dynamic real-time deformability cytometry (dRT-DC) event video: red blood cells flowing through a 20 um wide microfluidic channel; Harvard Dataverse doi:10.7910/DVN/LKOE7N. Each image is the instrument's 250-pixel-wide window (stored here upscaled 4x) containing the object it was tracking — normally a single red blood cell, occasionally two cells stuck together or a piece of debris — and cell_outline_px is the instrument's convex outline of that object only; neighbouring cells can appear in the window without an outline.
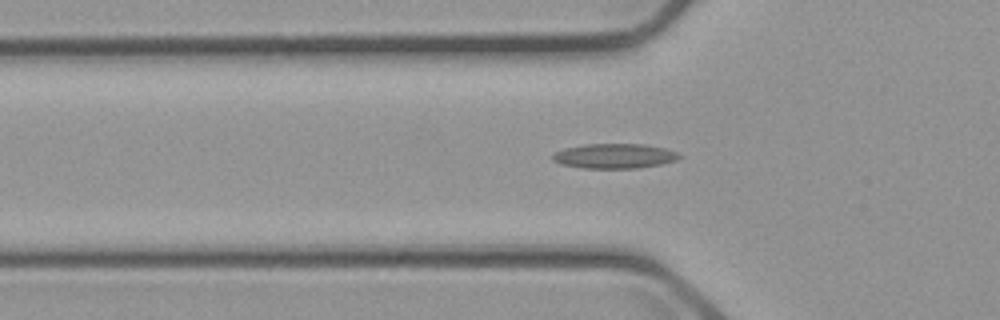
{"species": "common noctule bat (a hibernating species)", "species_latin": "Nyctalus noctula", "temperature_condition": "cold", "stored_images_in_passage": 50, "camera_frame_rate_fps": 3000, "um_per_image_px": 0.085, "animal": {"sex": "male", "body_mass_g": 23.1, "forearm_length_mm": 52.7}, "frame": {"image": 1, "passage_image": 14, "time_ms": 4.333, "image_size_px": [1000, 320], "cell_outline_px": [[684, 156], [676, 160], [660, 164], [636, 168], [584, 168], [560, 164], [552, 160], [552, 156], [556, 152], [564, 148], [584, 144], [644, 144], [664, 148], [676, 152]], "centroid_in_image_um": [52.22, 13.26], "position_along_channel_um": 73.6, "area_um2": 18.26}}
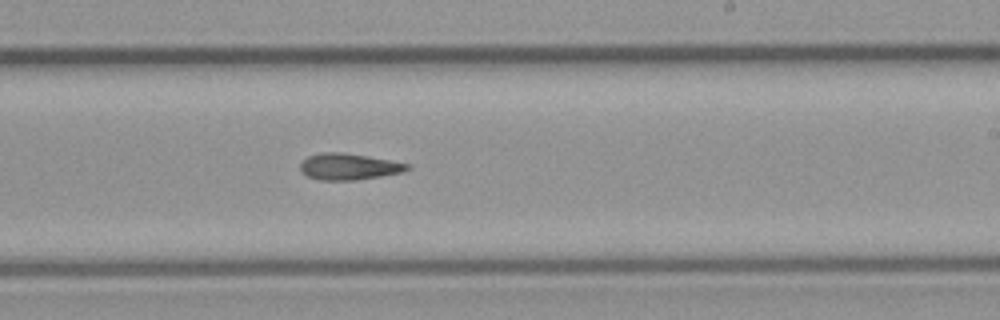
{"frame": {"image": 2, "passage_image": 29, "time_ms": 9.333, "image_size_px": [1000, 320], "cell_outline_px": [[412, 168], [404, 172], [356, 180], [320, 180], [308, 176], [300, 172], [300, 164], [308, 156], [324, 152], [340, 152], [368, 156], [412, 164]], "centroid_in_image_um": [29.69, 14.16], "position_along_channel_um": 259.3, "area_um2": 16.53}}
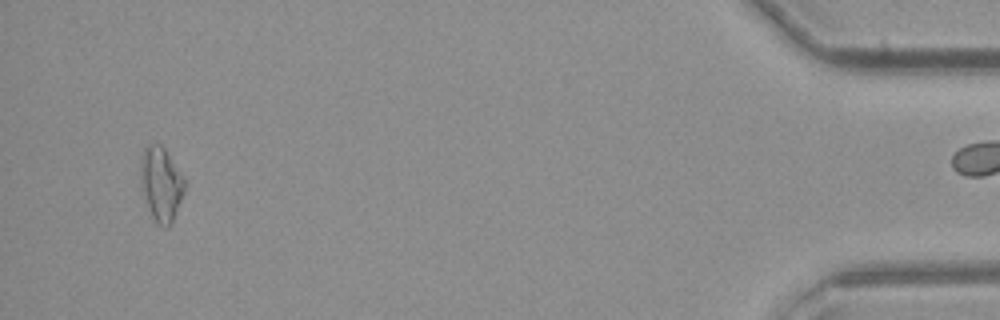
{"frame": {"image": 3, "passage_image": 49, "time_ms": 16.0, "image_size_px": [1000, 320], "cell_outline_px": [[184, 192], [172, 224], [168, 228], [164, 228], [156, 224], [148, 208], [140, 188], [140, 156], [144, 148], [148, 144], [160, 144], [164, 148], [184, 176]], "centroid_in_image_um": [13.67, 15.66], "position_along_channel_um": 421.5, "area_um2": 19.42}}